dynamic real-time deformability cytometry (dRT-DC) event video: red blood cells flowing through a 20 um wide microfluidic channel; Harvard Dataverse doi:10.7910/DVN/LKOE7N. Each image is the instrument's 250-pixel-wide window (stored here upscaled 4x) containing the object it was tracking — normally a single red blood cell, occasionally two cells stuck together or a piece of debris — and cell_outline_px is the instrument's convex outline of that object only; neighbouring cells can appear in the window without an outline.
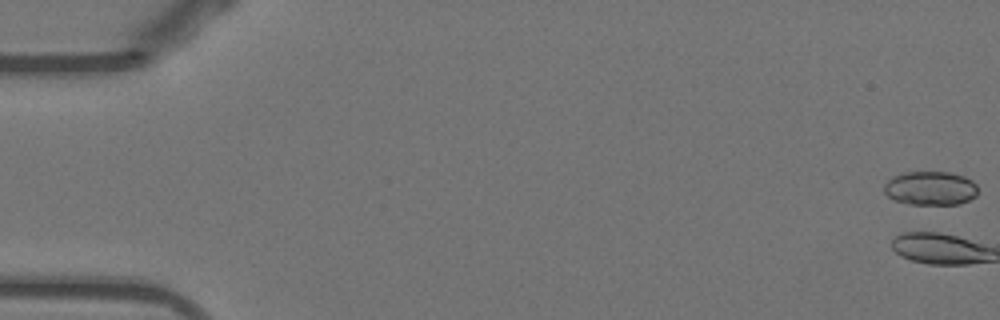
{"species": "Egyptian fruit bat (a non-hibernating species)", "species_latin": "Rousettus aegyptiacus", "temperature_condition": "warm", "stored_images_in_passage": 52, "camera_frame_rate_fps": 3000, "um_per_image_px": 0.085, "animal": {"sex": "female"}, "frame": {"image": 1, "passage_image": 1, "time_ms": 0.0, "image_size_px": [1000, 320], "cell_outline_px": [[976, 196], [960, 204], [908, 204], [896, 200], [888, 196], [884, 192], [884, 184], [892, 176], [904, 172], [948, 172], [964, 176], [972, 180], [976, 184]], "centroid_in_image_um": [79.07, 15.99], "position_along_channel_um": 5.9, "area_um2": 18.5}}